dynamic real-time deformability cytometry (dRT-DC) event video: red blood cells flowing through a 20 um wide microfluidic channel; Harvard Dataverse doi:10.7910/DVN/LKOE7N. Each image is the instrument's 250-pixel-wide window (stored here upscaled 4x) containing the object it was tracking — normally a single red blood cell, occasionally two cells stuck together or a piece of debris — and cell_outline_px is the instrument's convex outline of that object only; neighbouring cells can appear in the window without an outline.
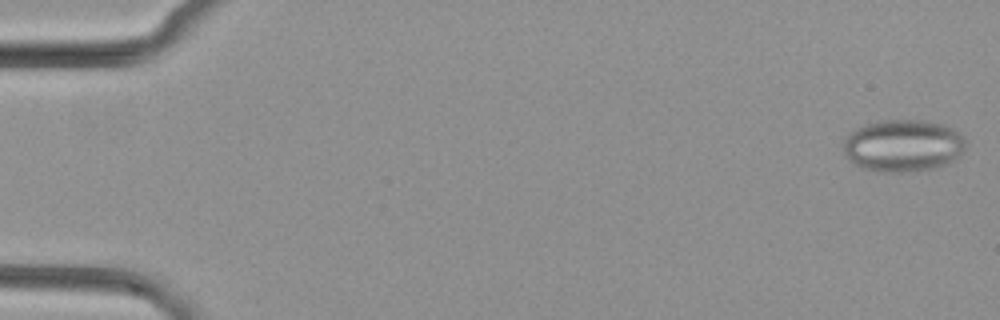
{"species": "common noctule bat (a hibernating species)", "species_latin": "Nyctalus noctula", "temperature_condition": "cold", "stored_images_in_passage": 52, "camera_frame_rate_fps": 3000, "um_per_image_px": 0.085, "animal": {"sex": "female", "body_mass_g": 29.2, "forearm_length_mm": 56.3}, "frame": {"image": 1, "passage_image": 1, "time_ms": 0.0, "image_size_px": [1000, 320], "cell_outline_px": [[964, 148], [960, 156], [952, 160], [932, 168], [908, 172], [876, 172], [860, 168], [844, 152], [844, 140], [856, 128], [864, 124], [880, 120], [924, 120], [944, 124], [952, 128], [964, 136]], "centroid_in_image_um": [76.76, 12.37], "position_along_channel_um": 8.2, "area_um2": 37.11}}
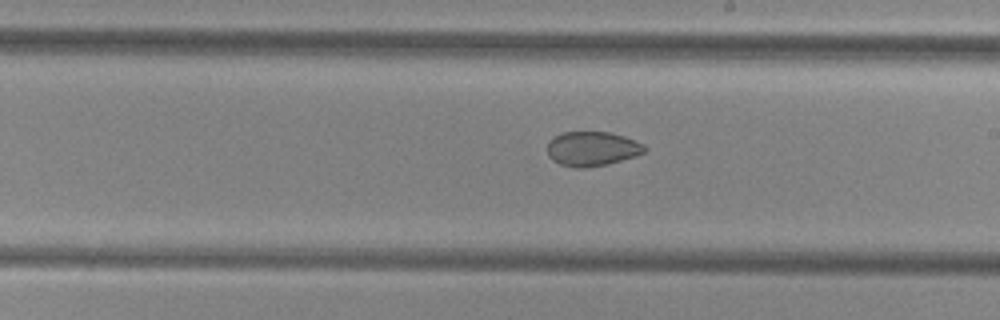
{"frame": {"image": 2, "passage_image": 30, "time_ms": 9.667, "image_size_px": [1000, 320], "cell_outline_px": [[648, 148], [644, 152], [636, 156], [608, 164], [584, 168], [576, 168], [560, 164], [552, 160], [548, 156], [548, 144], [560, 132], [608, 132], [624, 136], [644, 144]], "centroid_in_image_um": [50.35, 12.65], "position_along_channel_um": 238.6, "area_um2": 19.54}}
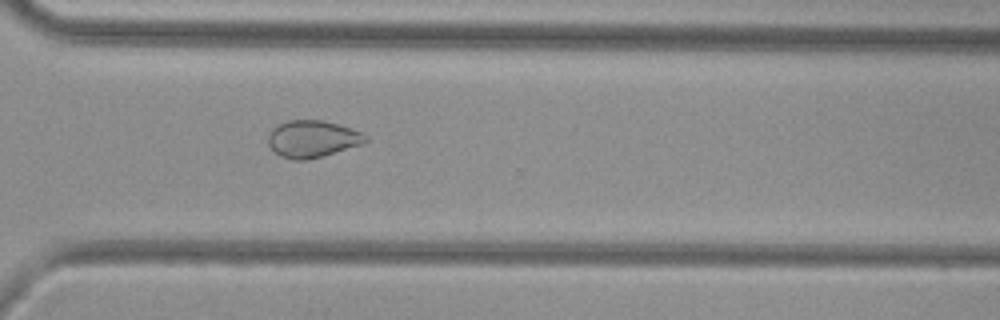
{"frame": {"image": 3, "passage_image": 38, "time_ms": 12.333, "image_size_px": [1000, 320], "cell_outline_px": [[368, 140], [364, 144], [324, 156], [308, 160], [292, 160], [280, 156], [268, 144], [268, 132], [272, 128], [288, 120], [324, 120], [360, 132], [368, 136]], "centroid_in_image_um": [26.55, 11.82], "position_along_channel_um": 344.0, "area_um2": 21.1}}